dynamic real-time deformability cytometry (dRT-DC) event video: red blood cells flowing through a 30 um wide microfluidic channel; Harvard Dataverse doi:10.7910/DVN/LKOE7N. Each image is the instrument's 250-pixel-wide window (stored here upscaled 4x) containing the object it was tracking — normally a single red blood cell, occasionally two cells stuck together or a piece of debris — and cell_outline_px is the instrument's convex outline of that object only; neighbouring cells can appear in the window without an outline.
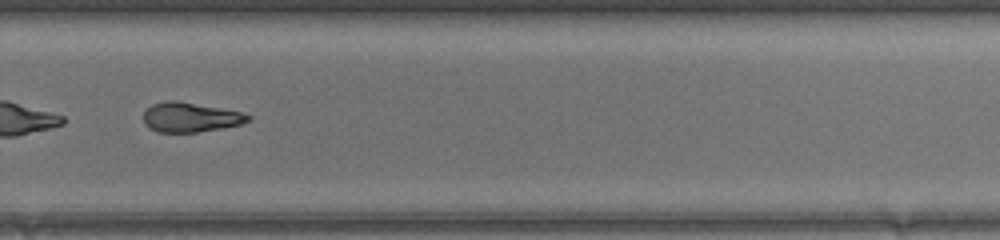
{"species": "common noctule bat (a hibernating species)", "species_latin": "Nyctalus noctula", "temperature_condition": "warm", "stored_images_in_passage": 34, "camera_frame_rate_fps": 3000, "um_per_image_px": 0.085, "animal": {"sex": "female", "body_mass_g": 17.0, "forearm_length_mm": 48.0}, "frame": {"image": 1, "passage_image": 20, "time_ms": 6.333, "image_size_px": [1000, 240], "cell_outline_px": [[252, 120], [240, 124], [224, 128], [196, 132], [156, 132], [148, 128], [144, 124], [144, 112], [152, 104], [168, 100], [176, 100], [220, 108], [240, 112], [252, 116]], "centroid_in_image_um": [16.17, 9.97], "position_along_channel_um": 313.6, "area_um2": 18.09}, "authors_computed_cell_mechanics": {"area_um2": 18.8139, "velocity_mm_per_s": 4.2522, "shape_relaxation_time_tau1_ms": null, "shape_relaxation_time_tau2_ms": 2.6768, "deformation_change_tau1": null, "deformation_change_tau2": 0.0926}}